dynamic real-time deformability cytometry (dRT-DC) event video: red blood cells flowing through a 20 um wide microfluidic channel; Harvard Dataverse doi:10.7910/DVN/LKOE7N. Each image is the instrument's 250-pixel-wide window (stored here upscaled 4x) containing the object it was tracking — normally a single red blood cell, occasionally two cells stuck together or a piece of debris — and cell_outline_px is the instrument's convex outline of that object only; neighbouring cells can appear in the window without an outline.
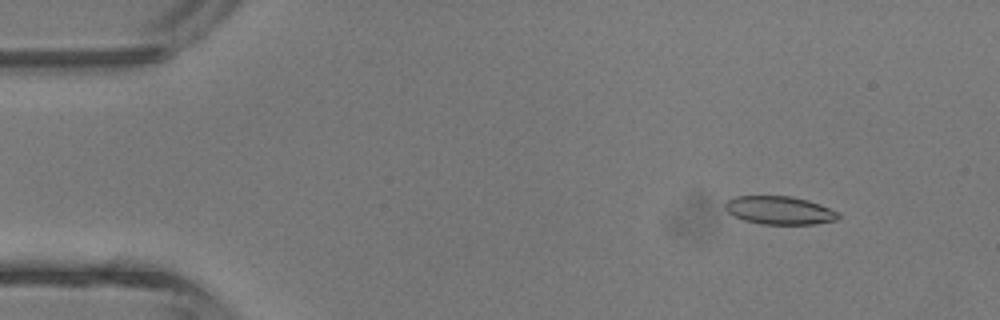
{"species": "common noctule bat (a hibernating species)", "species_latin": "Nyctalus noctula", "temperature_condition": "room temperature", "stored_images_in_passage": 4, "camera_frame_rate_fps": 3000, "um_per_image_px": 0.085, "animal": {"sex": "male", "body_mass_g": 13.3}, "frame": {"image": 1, "passage_image": 2, "time_ms": 1.333, "image_size_px": [1000, 320], "cell_outline_px": [[840, 216], [836, 220], [812, 224], [760, 224], [744, 220], [728, 212], [724, 208], [724, 204], [732, 196], [792, 196], [808, 200], [820, 204], [840, 212]], "centroid_in_image_um": [66.26, 17.87], "position_along_channel_um": 18.7, "area_um2": 18.67}}